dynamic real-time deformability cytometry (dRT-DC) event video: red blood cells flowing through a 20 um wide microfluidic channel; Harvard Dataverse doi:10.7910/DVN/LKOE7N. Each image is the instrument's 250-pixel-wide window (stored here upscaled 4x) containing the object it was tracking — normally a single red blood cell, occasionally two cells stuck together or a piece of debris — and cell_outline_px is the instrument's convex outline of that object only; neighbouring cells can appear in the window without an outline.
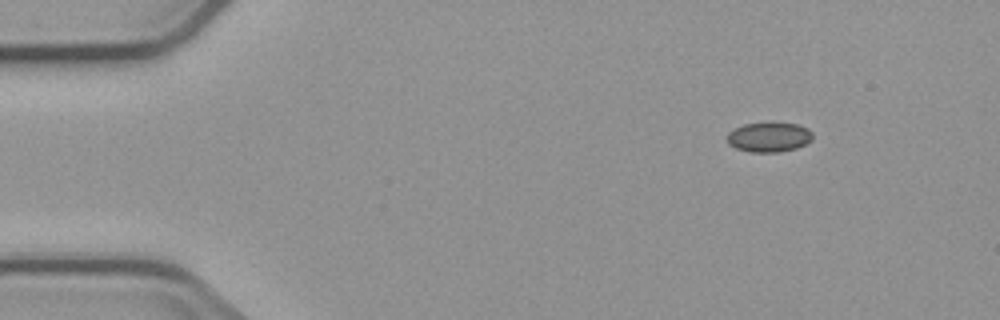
{"species": "common noctule bat (a hibernating species)", "species_latin": "Nyctalus noctula", "temperature_condition": "cold", "stored_images_in_passage": 4, "camera_frame_rate_fps": 3000, "um_per_image_px": 0.085, "animal": {"sex": "male", "body_mass_g": 23.1, "forearm_length_mm": 52.7}, "frame": {"image": 1, "passage_image": 1, "time_ms": 0.0, "image_size_px": [1000, 320], "cell_outline_px": [[812, 140], [796, 148], [780, 152], [752, 152], [736, 148], [728, 144], [728, 132], [744, 124], [768, 120], [776, 120], [796, 124], [808, 128], [812, 132]], "centroid_in_image_um": [65.38, 11.6], "position_along_channel_um": 19.6, "area_um2": 15.32}}
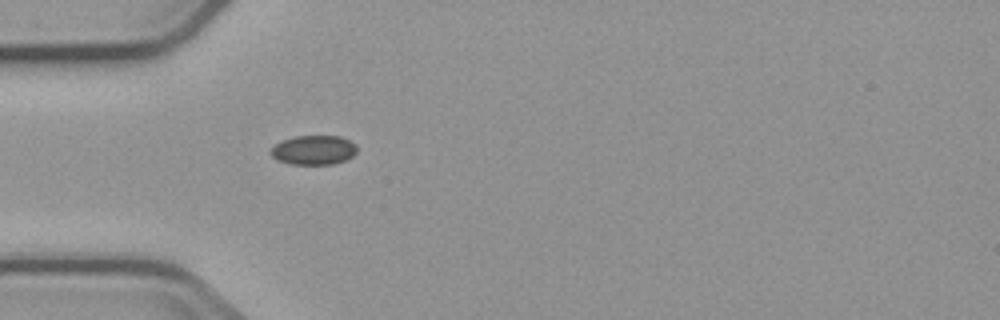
{"frame": {"image": 2, "passage_image": 4, "time_ms": 3.333, "image_size_px": [1000, 320], "cell_outline_px": [[356, 152], [352, 156], [344, 160], [332, 164], [288, 164], [276, 160], [268, 152], [280, 140], [296, 136], [340, 136], [356, 144]], "centroid_in_image_um": [26.62, 12.75], "position_along_channel_um": 58.4, "area_um2": 14.8}}